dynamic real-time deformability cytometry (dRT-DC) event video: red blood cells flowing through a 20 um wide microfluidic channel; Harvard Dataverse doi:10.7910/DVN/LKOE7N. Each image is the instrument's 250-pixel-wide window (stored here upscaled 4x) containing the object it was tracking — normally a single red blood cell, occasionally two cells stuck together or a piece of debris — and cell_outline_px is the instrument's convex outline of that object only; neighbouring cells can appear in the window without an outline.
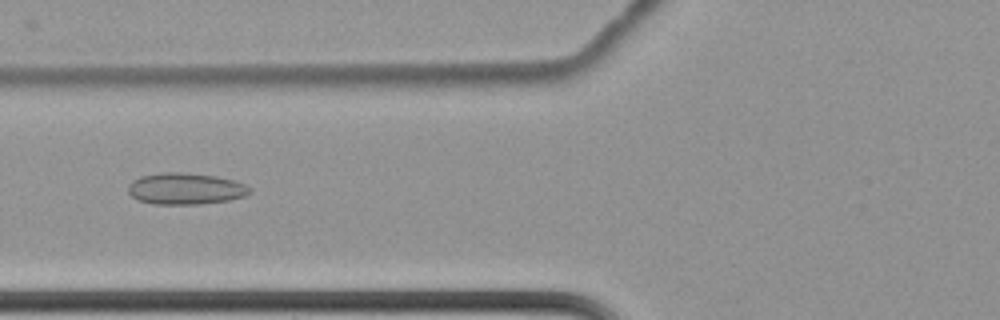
{"species": "common noctule bat (a hibernating species)", "species_latin": "Nyctalus noctula", "temperature_condition": "cold", "stored_images_in_passage": 5, "camera_frame_rate_fps": 3000, "um_per_image_px": 0.085, "animal": {"sex": "female", "body_mass_g": 22.7, "forearm_length_mm": 54.2}, "frame": {"image": 1, "passage_image": 4, "time_ms": 1.0, "image_size_px": [1000, 320], "cell_outline_px": [[252, 192], [244, 196], [228, 200], [200, 204], [152, 204], [136, 200], [128, 192], [128, 184], [132, 180], [140, 176], [164, 172], [184, 172], [216, 176], [232, 180], [244, 184], [252, 188]], "centroid_in_image_um": [15.74, 16.04], "position_along_channel_um": 110.1, "area_um2": 22.48}}
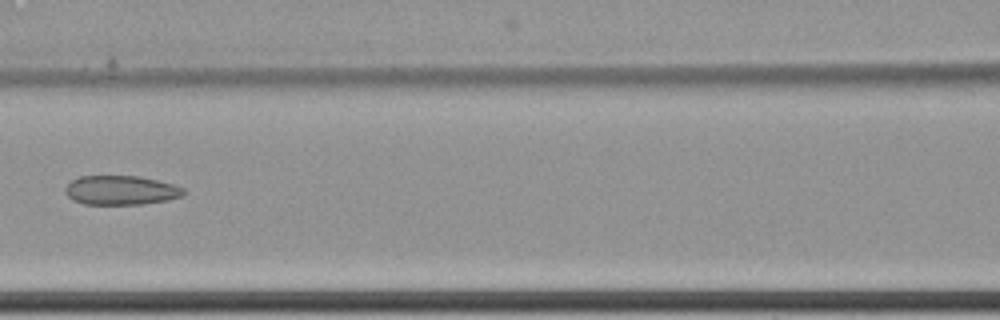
{"frame": {"image": 2, "passage_image": 5, "time_ms": 1.333, "image_size_px": [1000, 320], "cell_outline_px": [[184, 196], [168, 200], [144, 204], [84, 204], [72, 200], [64, 192], [64, 188], [72, 180], [80, 176], [140, 176], [172, 184], [184, 188]], "centroid_in_image_um": [10.27, 16.17], "position_along_channel_um": 156.3, "area_um2": 20.23}}